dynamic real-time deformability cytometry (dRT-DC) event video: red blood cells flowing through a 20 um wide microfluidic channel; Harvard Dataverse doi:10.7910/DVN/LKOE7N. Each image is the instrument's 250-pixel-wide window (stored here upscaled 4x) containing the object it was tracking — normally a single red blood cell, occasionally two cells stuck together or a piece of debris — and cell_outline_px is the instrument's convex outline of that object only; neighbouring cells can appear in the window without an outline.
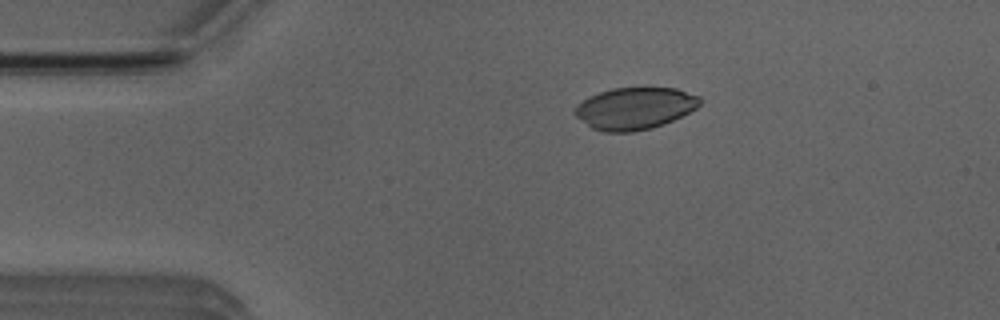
{"species": "Egyptian fruit bat (a non-hibernating species)", "species_latin": "Rousettus aegyptiacus", "temperature_condition": "room temperature", "stored_images_in_passage": 4, "camera_frame_rate_fps": 3000, "um_per_image_px": 0.085, "animal": {"sex": "male"}, "frame": {"image": 1, "passage_image": 3, "time_ms": 2.333, "image_size_px": [1000, 320], "cell_outline_px": [[700, 104], [696, 108], [664, 124], [652, 128], [632, 132], [604, 132], [592, 128], [576, 116], [572, 112], [576, 104], [588, 96], [612, 88], [644, 84], [676, 88], [700, 96]], "centroid_in_image_um": [53.94, 9.15], "position_along_channel_um": 31.1, "area_um2": 31.5}}